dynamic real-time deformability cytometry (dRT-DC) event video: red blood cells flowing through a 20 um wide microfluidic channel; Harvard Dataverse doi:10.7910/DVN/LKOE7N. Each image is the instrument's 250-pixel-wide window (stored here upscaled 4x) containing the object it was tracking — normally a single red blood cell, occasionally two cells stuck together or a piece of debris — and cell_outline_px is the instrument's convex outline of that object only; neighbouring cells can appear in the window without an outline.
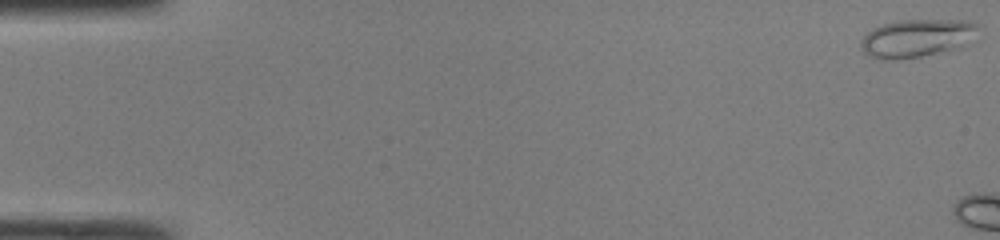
{"species": "common noctule bat (a hibernating species)", "species_latin": "Nyctalus noctula", "temperature_condition": "room temperature", "stored_images_in_passage": 5, "camera_frame_rate_fps": 3000, "um_per_image_px": 0.085, "animal": {"sex": "male", "body_mass_g": 19.0, "forearm_length_mm": 50.8}, "frame": {"image": 1, "passage_image": 1, "time_ms": 0.0, "image_size_px": [1000, 240], "cell_outline_px": [[976, 28], [956, 48], [920, 56], [896, 60], [872, 56], [864, 52], [860, 44], [860, 40], [868, 32], [884, 24], [904, 20], [968, 20], [976, 24]], "centroid_in_image_um": [77.82, 3.23], "position_along_channel_um": 7.2, "area_um2": 24.62}}